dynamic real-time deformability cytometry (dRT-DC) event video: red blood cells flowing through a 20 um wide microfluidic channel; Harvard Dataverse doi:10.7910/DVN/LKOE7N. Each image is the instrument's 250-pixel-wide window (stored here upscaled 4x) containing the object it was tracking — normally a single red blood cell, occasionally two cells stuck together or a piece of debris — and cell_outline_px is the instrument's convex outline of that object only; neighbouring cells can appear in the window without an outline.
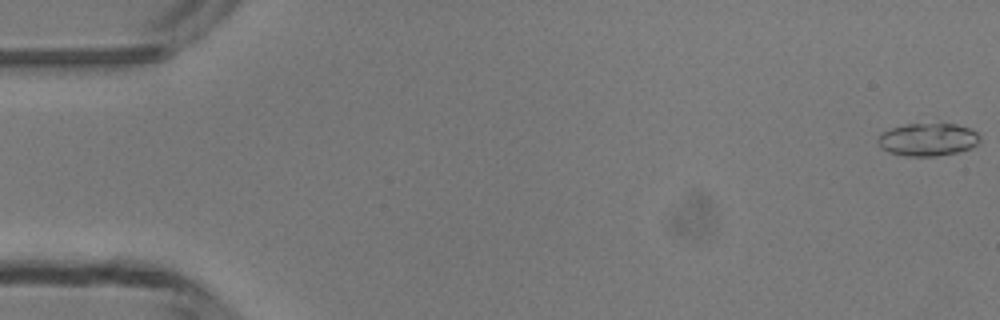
{"species": "common noctule bat (a hibernating species)", "species_latin": "Nyctalus noctula", "temperature_condition": "room temperature", "stored_images_in_passage": 13, "camera_frame_rate_fps": 3000, "um_per_image_px": 0.085, "animal": {"sex": "male", "body_mass_g": 13.3}, "frame": {"image": 1, "passage_image": 1, "time_ms": 0.0, "image_size_px": [1000, 320], "cell_outline_px": [[980, 140], [972, 148], [956, 152], [936, 156], [904, 156], [880, 148], [876, 140], [884, 132], [892, 128], [908, 124], [956, 124], [968, 128], [976, 132], [980, 136]], "centroid_in_image_um": [78.87, 11.87], "position_along_channel_um": 6.1, "area_um2": 19.25}}